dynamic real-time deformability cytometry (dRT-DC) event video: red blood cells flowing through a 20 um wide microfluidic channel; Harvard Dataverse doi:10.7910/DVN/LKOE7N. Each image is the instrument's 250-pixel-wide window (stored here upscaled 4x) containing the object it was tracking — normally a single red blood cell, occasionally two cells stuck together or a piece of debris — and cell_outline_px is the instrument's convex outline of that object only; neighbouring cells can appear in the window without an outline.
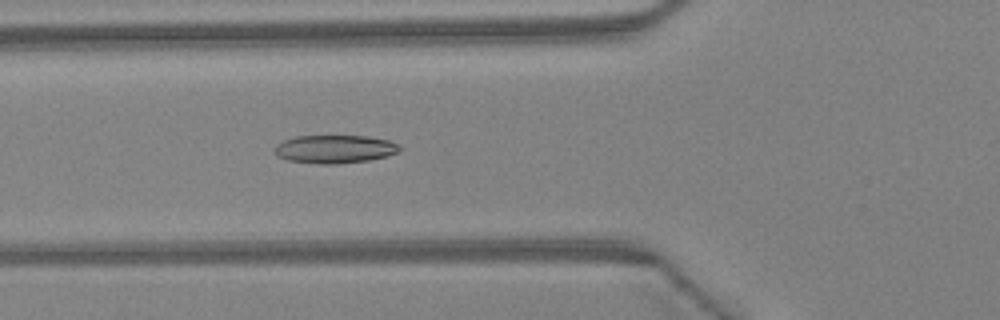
{"species": "Egyptian fruit bat (a non-hibernating species)", "species_latin": "Rousettus aegyptiacus", "temperature_condition": "warm", "stored_images_in_passage": 44, "camera_frame_rate_fps": 3000, "um_per_image_px": 0.085, "animal": {"sex": "female"}, "frame": {"image": 1, "passage_image": 16, "time_ms": 5.0, "image_size_px": [1000, 320], "cell_outline_px": [[400, 152], [388, 156], [368, 160], [336, 164], [320, 164], [288, 160], [276, 156], [276, 144], [284, 140], [296, 136], [368, 136], [388, 140], [400, 144]], "centroid_in_image_um": [28.49, 12.67], "position_along_channel_um": 97.3, "area_um2": 20.58}}
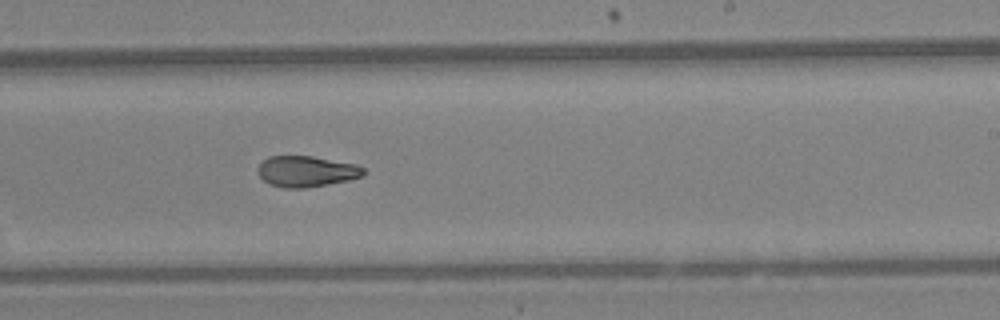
{"frame": {"image": 2, "passage_image": 27, "time_ms": 8.667, "image_size_px": [1000, 320], "cell_outline_px": [[364, 176], [348, 180], [328, 184], [304, 188], [284, 188], [268, 184], [260, 176], [256, 168], [268, 156], [312, 156], [356, 164], [364, 168]], "centroid_in_image_um": [26.03, 14.57], "position_along_channel_um": 263.0, "area_um2": 19.07}}
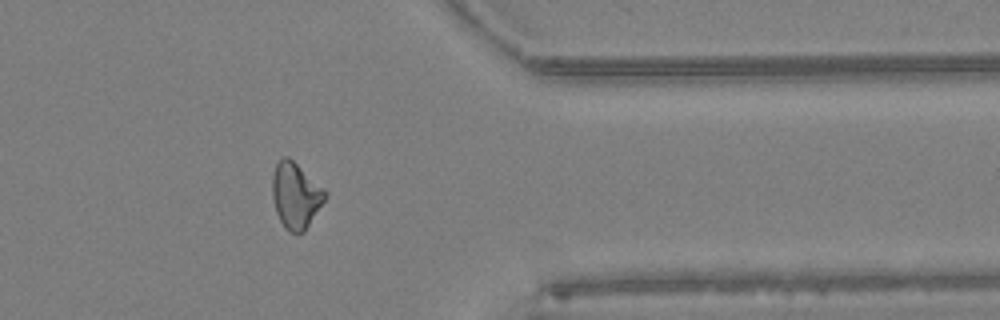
{"frame": {"image": 3, "passage_image": 36, "time_ms": 11.667, "image_size_px": [1000, 320], "cell_outline_px": [[328, 196], [304, 232], [288, 232], [284, 228], [276, 212], [272, 196], [272, 176], [276, 164], [284, 156], [288, 156], [324, 188], [328, 192]], "centroid_in_image_um": [25.14, 16.62], "position_along_channel_um": 386.3, "area_um2": 20.29}, "authors_computed_cell_mechanics": {"area_um2": 20.3456, "velocity_mm_per_s": 4.5464, "shape_relaxation_time_tau1_ms": 8.5032, "shape_relaxation_time_tau2_ms": 3.2112, "deformation_change_tau1": 0.1973, "deformation_change_tau2": 0.0942}}